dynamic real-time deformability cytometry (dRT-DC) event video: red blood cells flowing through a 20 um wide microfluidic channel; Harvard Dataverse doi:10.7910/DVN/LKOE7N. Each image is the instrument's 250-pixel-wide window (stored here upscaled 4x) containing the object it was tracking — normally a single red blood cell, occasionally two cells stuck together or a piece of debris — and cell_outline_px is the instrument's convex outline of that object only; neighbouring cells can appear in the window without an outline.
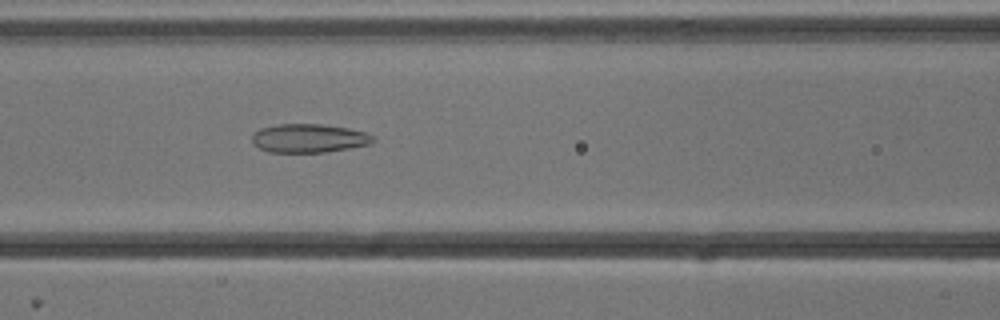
{"species": "common noctule bat (a hibernating species)", "species_latin": "Nyctalus noctula", "temperature_condition": "cold", "stored_images_in_passage": 51, "camera_frame_rate_fps": 3000, "um_per_image_px": 0.085, "animal": {"sex": "male", "body_mass_g": 13.3}, "frame": {"image": 1, "passage_image": 20, "time_ms": 6.333, "image_size_px": [1000, 320], "cell_outline_px": [[376, 140], [368, 144], [348, 148], [324, 152], [268, 152], [252, 144], [252, 132], [260, 128], [276, 124], [324, 124], [348, 128], [364, 132], [372, 136]], "centroid_in_image_um": [26.19, 11.74], "position_along_channel_um": 140.4, "area_um2": 20.23}}
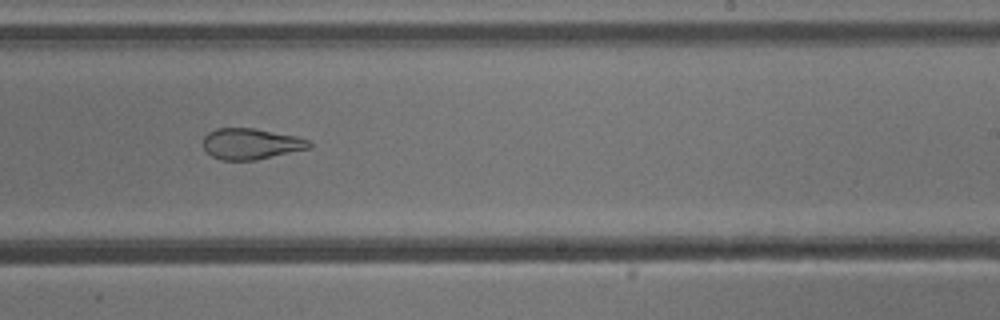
{"frame": {"image": 2, "passage_image": 30, "time_ms": 9.667, "image_size_px": [1000, 320], "cell_outline_px": [[312, 148], [256, 160], [220, 160], [212, 156], [204, 148], [204, 136], [208, 132], [216, 128], [252, 128], [296, 136], [308, 140], [312, 144]], "centroid_in_image_um": [21.34, 12.23], "position_along_channel_um": 267.7, "area_um2": 19.13}}
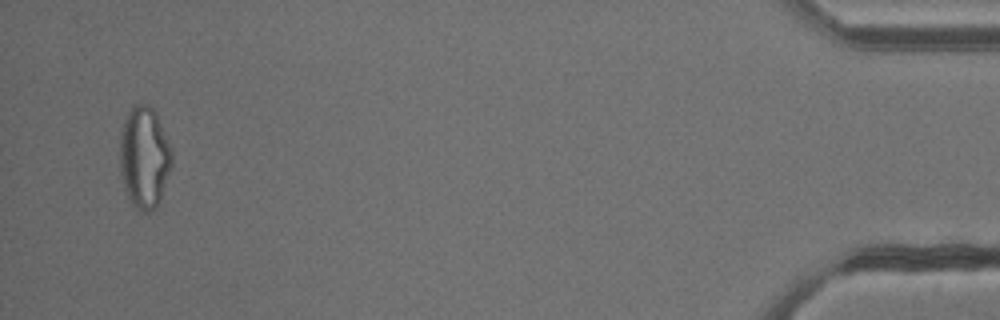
{"frame": {"image": 3, "passage_image": 49, "time_ms": 16.0, "image_size_px": [1000, 320], "cell_outline_px": [[172, 164], [160, 200], [156, 208], [148, 212], [144, 212], [132, 208], [124, 188], [120, 172], [120, 132], [124, 120], [128, 112], [136, 104], [148, 104], [156, 112], [172, 152]], "centroid_in_image_um": [12.25, 13.41], "position_along_channel_um": 423.0, "area_um2": 31.04}, "authors_computed_cell_mechanics": {"area_um2": 25.3164, "velocity_mm_per_s": 3.8283, "shape_relaxation_time_tau1_ms": null, "shape_relaxation_time_tau2_ms": 1.9579, "deformation_change_tau1": null, "deformation_change_tau2": 0.0929}}